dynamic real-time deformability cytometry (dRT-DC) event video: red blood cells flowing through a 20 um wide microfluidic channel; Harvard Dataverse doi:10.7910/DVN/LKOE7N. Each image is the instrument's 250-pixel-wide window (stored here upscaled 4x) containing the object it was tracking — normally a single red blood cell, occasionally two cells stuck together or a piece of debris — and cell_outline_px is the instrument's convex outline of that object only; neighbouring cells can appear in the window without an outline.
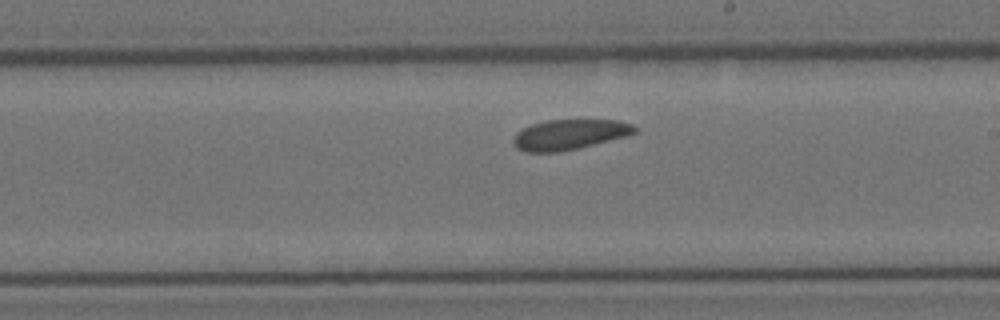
{"species": "Egyptian fruit bat (a non-hibernating species)", "species_latin": "Rousettus aegyptiacus", "temperature_condition": "room temperature", "stored_images_in_passage": 13, "camera_frame_rate_fps": 3000, "um_per_image_px": 0.085, "animal": {"sex": "female"}, "frame": {"image": 1, "passage_image": 13, "time_ms": 4.0, "image_size_px": [1000, 320], "cell_outline_px": [[636, 132], [624, 136], [576, 148], [556, 152], [524, 152], [516, 148], [512, 140], [516, 132], [520, 128], [532, 124], [548, 120], [620, 120], [632, 124], [636, 128]], "centroid_in_image_um": [48.33, 11.42], "position_along_channel_um": 240.7, "area_um2": 21.15}}